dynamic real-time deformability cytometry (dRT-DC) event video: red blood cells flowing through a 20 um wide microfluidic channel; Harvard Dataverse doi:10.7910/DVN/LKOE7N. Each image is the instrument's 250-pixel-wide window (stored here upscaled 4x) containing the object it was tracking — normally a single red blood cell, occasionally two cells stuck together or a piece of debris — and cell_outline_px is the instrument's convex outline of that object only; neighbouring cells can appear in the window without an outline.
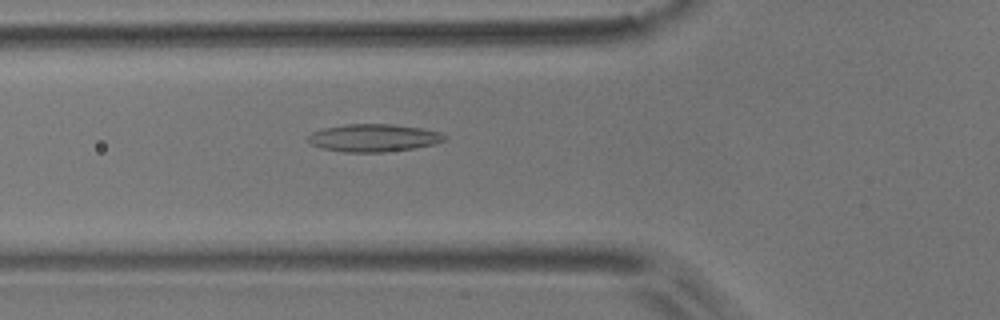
{"species": "common noctule bat (a hibernating species)", "species_latin": "Nyctalus noctula", "temperature_condition": "room temperature", "stored_images_in_passage": 5, "camera_frame_rate_fps": 3000, "um_per_image_px": 0.085, "animal": {"sex": "male", "body_mass_g": 17.9}, "frame": {"image": 1, "passage_image": 5, "time_ms": 1.333, "image_size_px": [1000, 320], "cell_outline_px": [[448, 140], [436, 144], [416, 148], [384, 152], [344, 152], [324, 148], [312, 144], [308, 140], [308, 136], [312, 132], [324, 128], [344, 124], [392, 124], [420, 128], [440, 132], [448, 136]], "centroid_in_image_um": [31.83, 11.72], "position_along_channel_um": 94.0, "area_um2": 22.08}}